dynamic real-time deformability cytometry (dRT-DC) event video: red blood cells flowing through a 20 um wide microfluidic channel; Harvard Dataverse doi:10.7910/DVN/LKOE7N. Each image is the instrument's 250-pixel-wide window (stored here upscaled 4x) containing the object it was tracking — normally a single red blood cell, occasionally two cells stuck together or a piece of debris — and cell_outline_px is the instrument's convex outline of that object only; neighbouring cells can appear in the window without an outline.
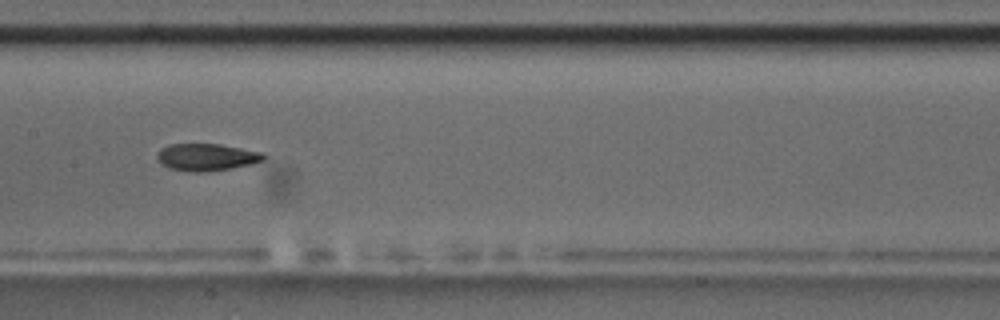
{"species": "common noctule bat (a hibernating species)", "species_latin": "Nyctalus noctula", "temperature_condition": "room temperature", "stored_images_in_passage": 14, "camera_frame_rate_fps": 3000, "um_per_image_px": 0.085, "animal": {"sex": "male", "body_mass_g": 17.5, "forearm_length_mm": 52.3}, "frame": {"image": 1, "passage_image": 7, "time_ms": 7.0, "image_size_px": [1000, 320], "cell_outline_px": [[268, 156], [264, 160], [252, 164], [232, 168], [204, 172], [192, 172], [168, 168], [160, 164], [156, 156], [160, 148], [168, 144], [220, 144], [264, 152]], "centroid_in_image_um": [17.57, 13.35], "position_along_channel_um": 189.8, "area_um2": 17.17}}
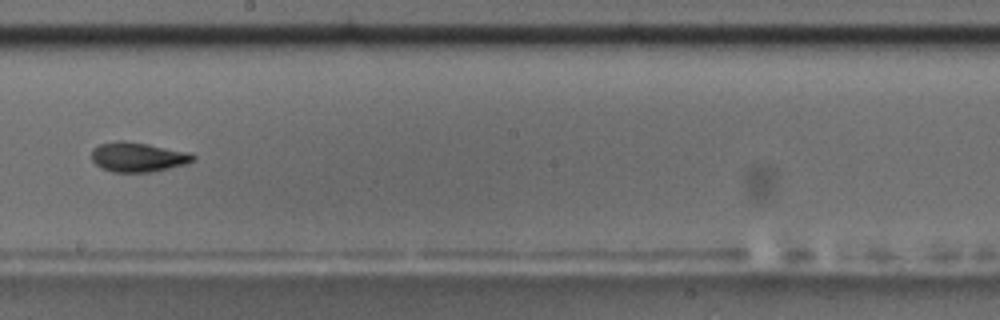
{"frame": {"image": 2, "passage_image": 8, "time_ms": 8.333, "image_size_px": [1000, 320], "cell_outline_px": [[196, 160], [188, 164], [152, 172], [112, 172], [100, 168], [92, 160], [92, 148], [100, 144], [116, 140], [120, 140], [148, 144], [192, 152], [196, 156]], "centroid_in_image_um": [11.77, 13.35], "position_along_channel_um": 236.4, "area_um2": 17.86}, "authors_computed_cell_mechanics": {"area_um2": 17.2533, "velocity_mm_per_s": 3.5196, "shape_relaxation_time_tau1_ms": 7.554, "shape_relaxation_time_tau2_ms": 3.5477, "deformation_change_tau1": 0.194, "deformation_change_tau2": 0.0627}}